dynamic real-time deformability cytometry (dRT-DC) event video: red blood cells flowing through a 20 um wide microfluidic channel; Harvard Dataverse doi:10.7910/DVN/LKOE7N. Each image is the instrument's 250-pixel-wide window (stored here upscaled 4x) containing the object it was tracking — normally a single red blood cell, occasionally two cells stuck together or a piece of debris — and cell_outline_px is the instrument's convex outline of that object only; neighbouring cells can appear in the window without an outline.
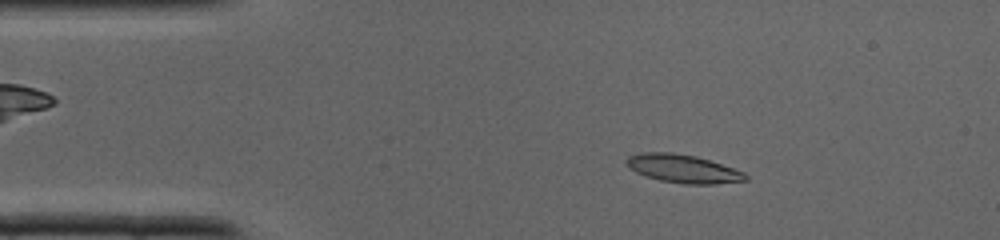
{"species": "common noctule bat (a hibernating species)", "species_latin": "Nyctalus noctula", "temperature_condition": "cold", "stored_images_in_passage": 36, "camera_frame_rate_fps": 3000, "um_per_image_px": 0.085, "animal": {"sex": "male", "body_mass_g": 19.0, "forearm_length_mm": 50.8}, "frame": {"image": 1, "passage_image": 5, "time_ms": 1.333, "image_size_px": [1000, 240], "cell_outline_px": [[748, 180], [716, 184], [684, 184], [660, 180], [644, 176], [628, 168], [628, 156], [640, 152], [672, 152], [696, 156], [744, 172], [748, 176]], "centroid_in_image_um": [58.05, 14.34], "position_along_channel_um": 27.0, "area_um2": 19.54}}
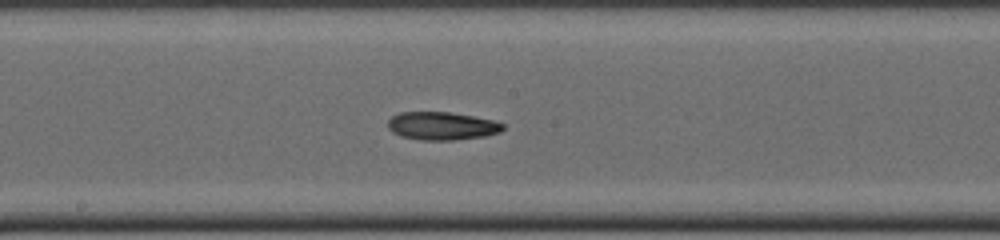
{"frame": {"image": 2, "passage_image": 18, "time_ms": 5.667, "image_size_px": [1000, 240], "cell_outline_px": [[504, 128], [500, 132], [484, 136], [456, 140], [420, 140], [400, 136], [392, 132], [388, 128], [388, 120], [392, 116], [400, 112], [448, 112], [472, 116], [492, 120], [504, 124]], "centroid_in_image_um": [37.53, 10.71], "position_along_channel_um": 210.7, "area_um2": 18.79}}
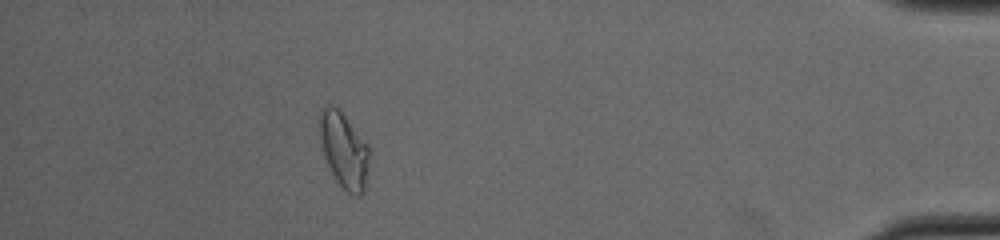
{"frame": {"image": 3, "passage_image": 32, "time_ms": 10.333, "image_size_px": [1000, 240], "cell_outline_px": [[368, 160], [364, 192], [360, 196], [356, 196], [348, 192], [336, 180], [324, 156], [320, 136], [320, 112], [328, 104], [336, 108], [344, 116], [368, 144]], "centroid_in_image_um": [29.24, 12.79], "position_along_channel_um": 406.0, "area_um2": 21.1}}